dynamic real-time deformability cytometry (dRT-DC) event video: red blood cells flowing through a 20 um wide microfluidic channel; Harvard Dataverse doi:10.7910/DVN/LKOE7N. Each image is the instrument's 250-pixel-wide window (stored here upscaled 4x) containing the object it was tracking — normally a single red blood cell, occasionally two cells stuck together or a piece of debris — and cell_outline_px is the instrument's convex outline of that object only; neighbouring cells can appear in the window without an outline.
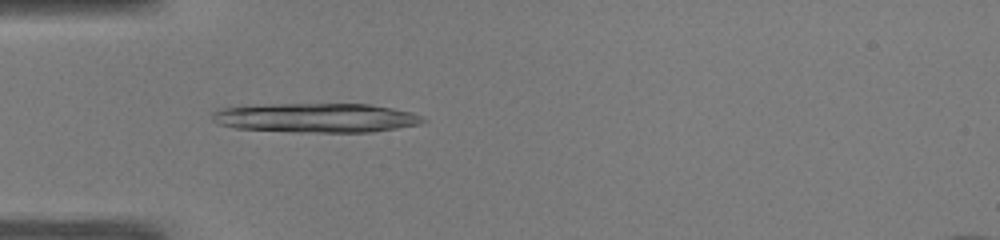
{"species": "common noctule bat (a hibernating species)", "species_latin": "Nyctalus noctula", "temperature_condition": "warm", "stored_images_in_passage": 46, "camera_frame_rate_fps": 3000, "um_per_image_px": 0.085, "animal": {"sex": "male", "body_mass_g": 19.0, "forearm_length_mm": 50.8}, "frame": {"image": 1, "passage_image": 12, "time_ms": 3.667, "image_size_px": [1000, 240], "cell_outline_px": [[428, 120], [420, 124], [372, 132], [292, 132], [236, 128], [220, 124], [212, 120], [212, 112], [216, 108], [268, 104], [372, 104], [412, 112], [424, 116]], "centroid_in_image_um": [26.88, 10.01], "position_along_channel_um": 58.1, "area_um2": 36.3}}
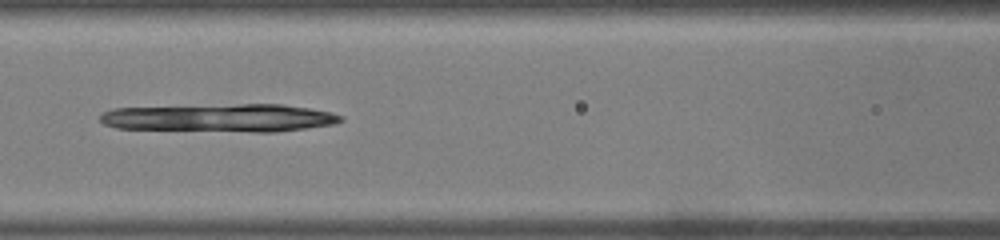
{"frame": {"image": 2, "passage_image": 19, "time_ms": 6.0, "image_size_px": [1000, 240], "cell_outline_px": [[344, 120], [336, 124], [276, 132], [252, 132], [116, 128], [104, 124], [100, 120], [100, 116], [104, 112], [112, 108], [236, 104], [280, 104], [308, 108], [332, 112], [344, 116]], "centroid_in_image_um": [18.75, 10.02], "position_along_channel_um": 147.9, "area_um2": 39.54}}
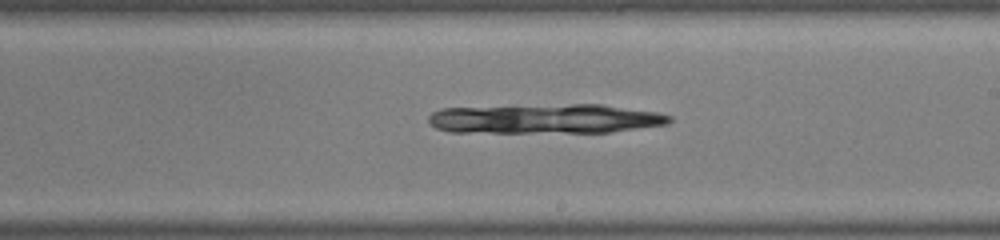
{"frame": {"image": 3, "passage_image": 26, "time_ms": 8.333, "image_size_px": [1000, 240], "cell_outline_px": [[672, 120], [668, 124], [608, 132], [448, 132], [436, 128], [428, 120], [428, 116], [432, 112], [440, 108], [572, 104], [600, 104], [656, 112], [672, 116]], "centroid_in_image_um": [46.33, 10.09], "position_along_channel_um": 242.7, "area_um2": 41.38}}